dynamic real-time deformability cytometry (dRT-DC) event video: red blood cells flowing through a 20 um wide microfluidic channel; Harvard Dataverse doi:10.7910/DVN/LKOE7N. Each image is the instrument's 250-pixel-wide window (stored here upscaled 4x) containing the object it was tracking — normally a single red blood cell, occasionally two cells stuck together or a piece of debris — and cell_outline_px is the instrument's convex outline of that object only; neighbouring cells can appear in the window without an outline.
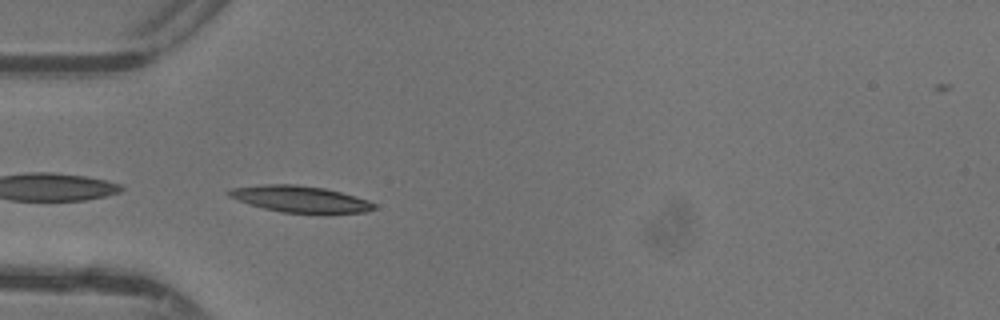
{"species": "common noctule bat (a hibernating species)", "species_latin": "Nyctalus noctula", "temperature_condition": "warm", "stored_images_in_passage": 27, "camera_frame_rate_fps": 3000, "um_per_image_px": 0.085, "animal": {"sex": "female"}, "frame": {"image": 1, "passage_image": 1, "time_ms": 0.0, "image_size_px": [1000, 320], "cell_outline_px": [[376, 208], [364, 212], [324, 216], [280, 212], [264, 208], [228, 196], [224, 192], [232, 188], [264, 184], [296, 184], [324, 188], [340, 192], [368, 200], [376, 204]], "centroid_in_image_um": [25.59, 16.96], "position_along_channel_um": 59.4, "area_um2": 23.06}}
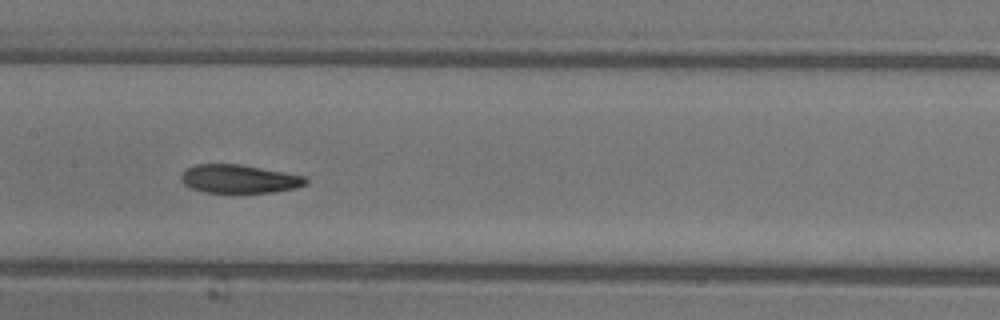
{"frame": {"image": 2, "passage_image": 10, "time_ms": 3.0, "image_size_px": [1000, 320], "cell_outline_px": [[308, 180], [304, 184], [296, 188], [272, 192], [204, 192], [192, 188], [184, 184], [180, 180], [180, 176], [188, 168], [196, 164], [240, 164], [308, 176]], "centroid_in_image_um": [20.35, 15.2], "position_along_channel_um": 187.1, "area_um2": 20.58}}
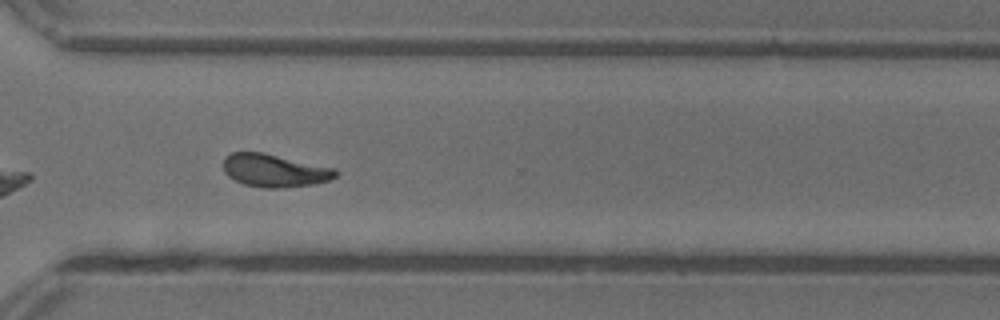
{"frame": {"image": 3, "passage_image": 21, "time_ms": 6.667, "image_size_px": [1000, 320], "cell_outline_px": [[340, 172], [336, 176], [328, 180], [316, 184], [284, 188], [264, 188], [244, 184], [228, 176], [224, 172], [224, 160], [232, 152], [264, 152], [336, 168]], "centroid_in_image_um": [23.38, 14.5], "position_along_channel_um": 347.2, "area_um2": 21.68}, "authors_computed_cell_mechanics": {"area_um2": 21.5594, "velocity_mm_per_s": 4.3787, "shape_relaxation_time_tau1_ms": 4.4691, "shape_relaxation_time_tau2_ms": 2.7854, "deformation_change_tau1": 0.187, "deformation_change_tau2": 0.1024}}